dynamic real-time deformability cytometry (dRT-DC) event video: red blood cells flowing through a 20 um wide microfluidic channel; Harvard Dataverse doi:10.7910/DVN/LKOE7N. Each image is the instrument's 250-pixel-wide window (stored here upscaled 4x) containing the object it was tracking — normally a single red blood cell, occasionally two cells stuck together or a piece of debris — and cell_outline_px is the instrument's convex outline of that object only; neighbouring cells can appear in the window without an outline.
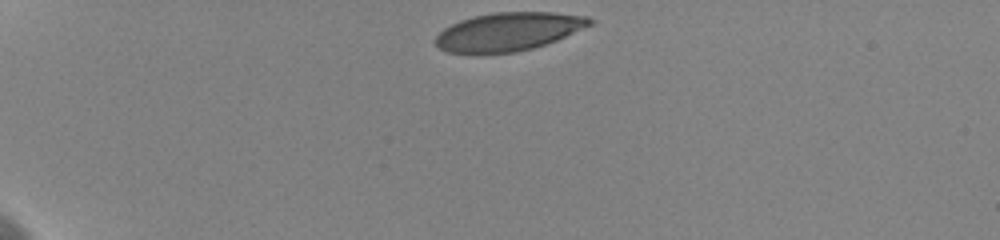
{"species": "human", "species_latin": "Homo sapiens", "temperature_condition": "cold", "stored_images_in_passage": 37, "camera_frame_rate_fps": 3000, "um_per_image_px": 0.085, "donor": {"sex": "female"}, "frame": {"image": 1, "passage_image": 1, "time_ms": 0.0, "image_size_px": [1000, 240], "cell_outline_px": [[592, 24], [556, 40], [532, 48], [516, 52], [448, 52], [440, 48], [436, 44], [436, 36], [444, 28], [460, 20], [472, 16], [496, 12], [552, 12], [588, 16], [592, 20]], "centroid_in_image_um": [43.22, 2.66], "position_along_channel_um": 41.8, "area_um2": 33.87}}
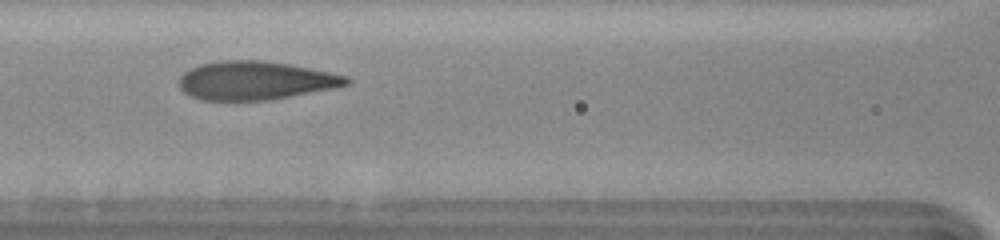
{"frame": {"image": 2, "passage_image": 15, "time_ms": 4.667, "image_size_px": [1000, 240], "cell_outline_px": [[352, 80], [348, 84], [332, 88], [268, 100], [204, 100], [192, 96], [184, 92], [180, 88], [180, 76], [184, 72], [200, 64], [220, 60], [260, 60], [288, 64], [348, 76]], "centroid_in_image_um": [21.68, 6.84], "position_along_channel_um": 144.9, "area_um2": 37.11}}
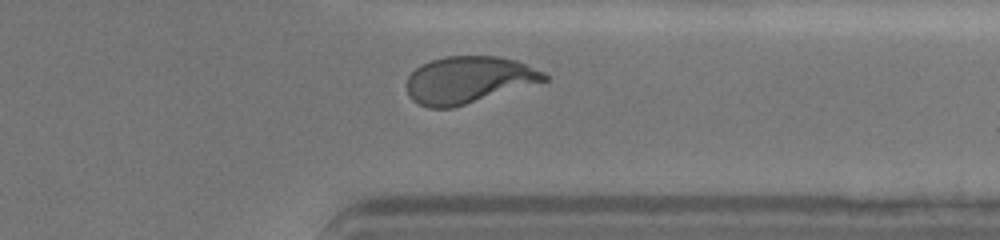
{"frame": {"image": 3, "passage_image": 34, "time_ms": 11.0, "image_size_px": [1000, 240], "cell_outline_px": [[548, 80], [452, 108], [428, 108], [412, 100], [408, 96], [408, 76], [420, 64], [444, 56], [496, 56], [516, 60], [544, 72], [548, 76]], "centroid_in_image_um": [39.8, 6.78], "position_along_channel_um": 371.6, "area_um2": 37.4}, "authors_computed_cell_mechanics": {"area_um2": 37.7434, "velocity_mm_per_s": 3.576, "shape_relaxation_time_tau1_ms": 3.7748, "shape_relaxation_time_tau2_ms": null, "deformation_change_tau1": 0.1815, "deformation_change_tau2": null}}